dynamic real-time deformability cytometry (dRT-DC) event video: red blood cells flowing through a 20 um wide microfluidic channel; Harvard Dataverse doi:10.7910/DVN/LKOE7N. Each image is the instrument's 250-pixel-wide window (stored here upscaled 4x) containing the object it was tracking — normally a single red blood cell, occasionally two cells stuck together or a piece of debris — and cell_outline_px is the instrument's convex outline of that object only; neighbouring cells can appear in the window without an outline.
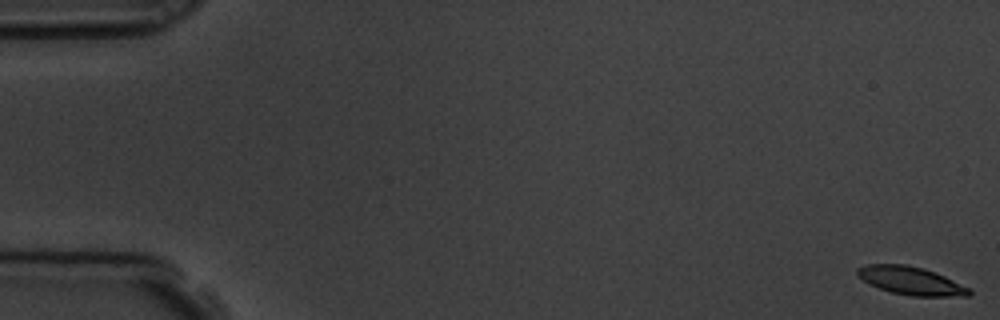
{"species": "common noctule bat (a hibernating species)", "species_latin": "Nyctalus noctula", "temperature_condition": "room temperature", "stored_images_in_passage": 56, "camera_frame_rate_fps": 3000, "um_per_image_px": 0.085, "animal": {"sex": "male", "body_mass_g": 19.5, "forearm_length_mm": 54.6}, "frame": {"image": 1, "passage_image": 1, "time_ms": 0.0, "image_size_px": [1000, 320], "cell_outline_px": [[972, 292], [968, 296], [912, 296], [892, 292], [868, 284], [856, 276], [856, 268], [864, 264], [904, 264], [936, 272], [972, 288]], "centroid_in_image_um": [77.42, 23.86], "position_along_channel_um": 7.6, "area_um2": 18.5}}
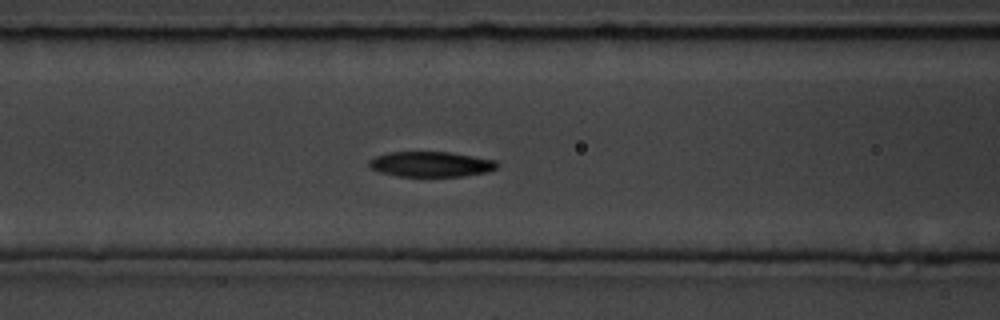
{"frame": {"image": 2, "passage_image": 23, "time_ms": 7.333, "image_size_px": [1000, 320], "cell_outline_px": [[500, 164], [496, 168], [488, 172], [464, 176], [396, 176], [380, 172], [368, 168], [368, 160], [376, 156], [388, 152], [448, 152], [496, 160]], "centroid_in_image_um": [36.61, 13.96], "position_along_channel_um": 130.0, "area_um2": 18.96}}
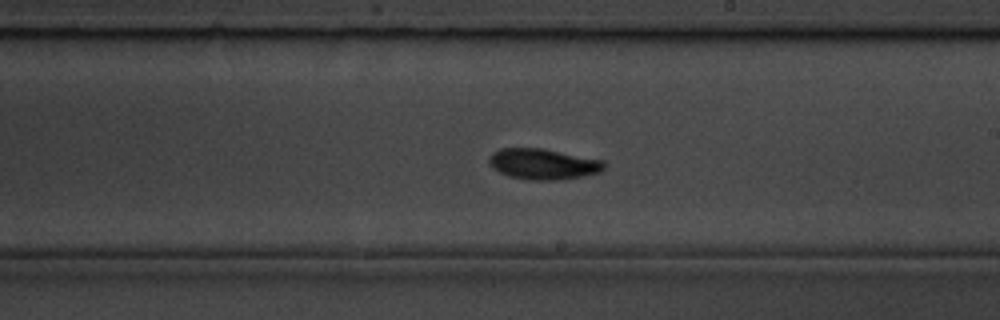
{"frame": {"image": 3, "passage_image": 32, "time_ms": 10.333, "image_size_px": [1000, 320], "cell_outline_px": [[608, 164], [600, 172], [584, 176], [560, 180], [528, 180], [508, 176], [492, 168], [488, 164], [488, 160], [492, 152], [500, 148], [544, 148], [604, 160]], "centroid_in_image_um": [46.18, 13.94], "position_along_channel_um": 242.8, "area_um2": 21.04}, "authors_computed_cell_mechanics": {"area_um2": 19.0162, "velocity_mm_per_s": 3.7691, "shape_relaxation_time_tau1_ms": 2.9932, "shape_relaxation_time_tau2_ms": null, "deformation_change_tau1": 0.1372, "deformation_change_tau2": null}}